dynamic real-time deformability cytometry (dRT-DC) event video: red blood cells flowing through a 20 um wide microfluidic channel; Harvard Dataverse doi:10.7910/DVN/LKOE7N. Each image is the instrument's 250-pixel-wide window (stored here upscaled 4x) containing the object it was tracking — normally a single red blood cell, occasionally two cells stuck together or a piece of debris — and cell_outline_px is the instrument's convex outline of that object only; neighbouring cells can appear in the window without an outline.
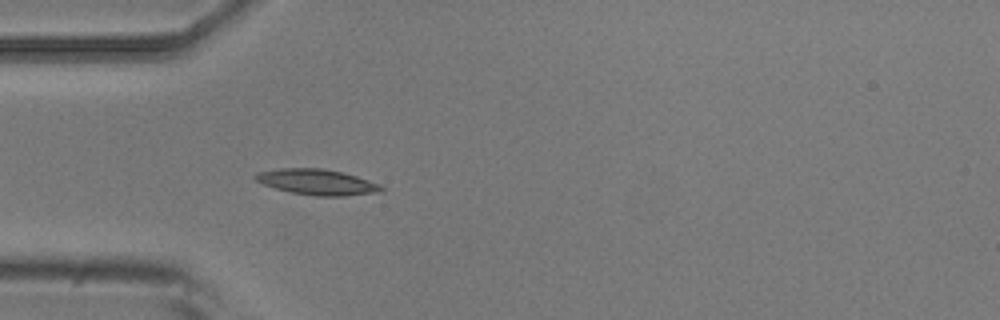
{"species": "common noctule bat (a hibernating species)", "species_latin": "Nyctalus noctula", "temperature_condition": "room temperature", "stored_images_in_passage": 39, "camera_frame_rate_fps": 3000, "um_per_image_px": 0.085, "animal": {"sex": "male", "body_mass_g": 20.5, "forearm_length_mm": 52.5}, "frame": {"image": 1, "passage_image": 1, "time_ms": 0.0, "image_size_px": [1000, 320], "cell_outline_px": [[384, 188], [380, 192], [344, 196], [316, 196], [292, 192], [276, 188], [264, 184], [256, 180], [252, 176], [260, 172], [280, 168], [324, 168], [356, 176], [380, 184]], "centroid_in_image_um": [26.97, 15.47], "position_along_channel_um": 58.0, "area_um2": 18.61}}
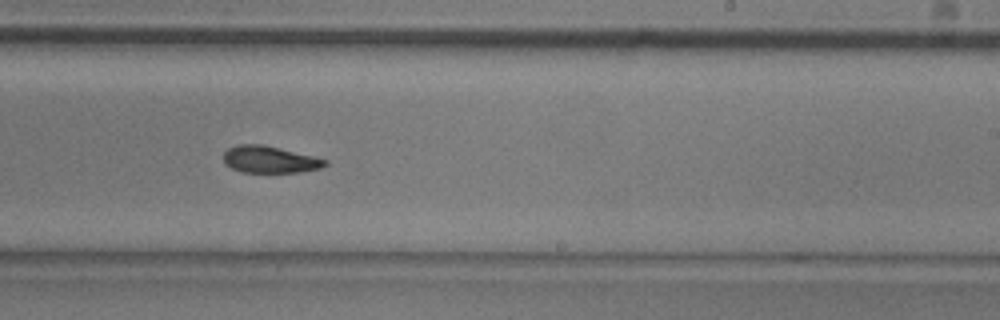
{"frame": {"image": 2, "passage_image": 18, "time_ms": 5.667, "image_size_px": [1000, 320], "cell_outline_px": [[328, 164], [320, 168], [300, 172], [240, 172], [224, 164], [224, 152], [228, 148], [236, 144], [260, 144], [312, 156], [328, 160]], "centroid_in_image_um": [22.89, 13.56], "position_along_channel_um": 266.1, "area_um2": 15.78}}
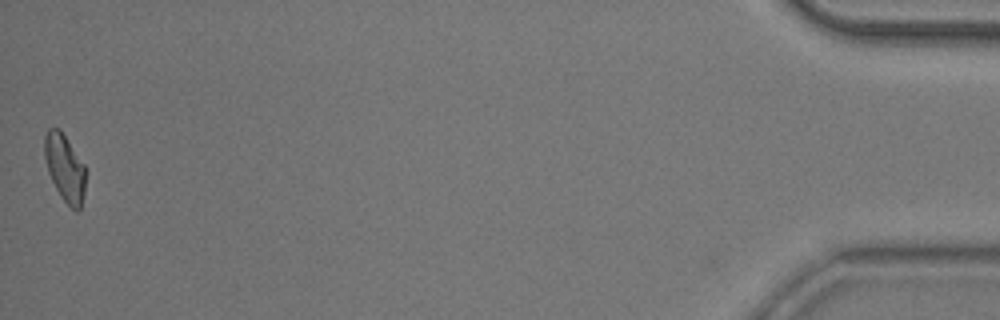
{"frame": {"image": 3, "passage_image": 39, "time_ms": 12.667, "image_size_px": [1000, 320], "cell_outline_px": [[84, 192], [80, 208], [76, 212], [60, 196], [48, 172], [44, 156], [44, 136], [48, 128], [60, 128], [84, 164]], "centroid_in_image_um": [5.48, 14.23], "position_along_channel_um": 429.7, "area_um2": 15.9}, "authors_computed_cell_mechanics": {"area_um2": 16.6464, "velocity_mm_per_s": 3.715, "shape_relaxation_time_tau1_ms": 4.2532, "shape_relaxation_time_tau2_ms": 5.9379, "deformation_change_tau1": 0.1258, "deformation_change_tau2": 0.1289}}